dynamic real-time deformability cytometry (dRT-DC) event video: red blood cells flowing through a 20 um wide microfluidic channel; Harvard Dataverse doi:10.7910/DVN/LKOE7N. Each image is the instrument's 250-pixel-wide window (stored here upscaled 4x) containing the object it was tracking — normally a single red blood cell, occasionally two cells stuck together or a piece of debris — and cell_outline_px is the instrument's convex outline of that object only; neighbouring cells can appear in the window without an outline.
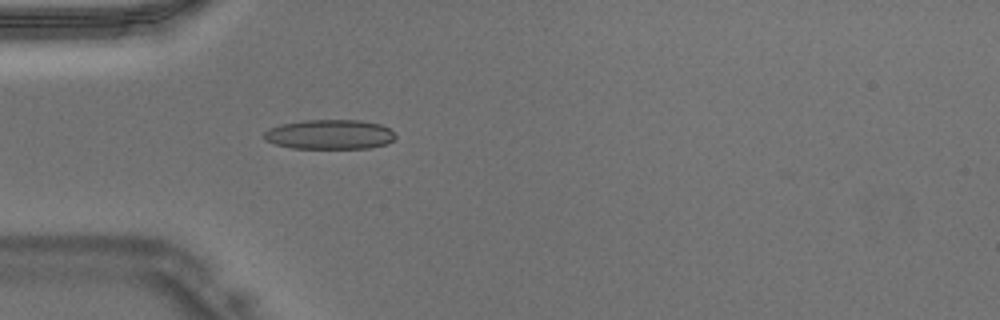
{"species": "Egyptian fruit bat (a non-hibernating species)", "species_latin": "Rousettus aegyptiacus", "temperature_condition": "warm", "stored_images_in_passage": 46, "camera_frame_rate_fps": 3000, "um_per_image_px": 0.085, "animal": {"sex": "male"}, "frame": {"image": 1, "passage_image": 14, "time_ms": 4.333, "image_size_px": [1000, 320], "cell_outline_px": [[396, 136], [388, 144], [372, 148], [292, 148], [276, 144], [264, 140], [260, 136], [268, 128], [280, 124], [304, 120], [360, 120], [380, 124], [388, 128]], "centroid_in_image_um": [27.98, 11.43], "position_along_channel_um": 57.0, "area_um2": 22.89}}